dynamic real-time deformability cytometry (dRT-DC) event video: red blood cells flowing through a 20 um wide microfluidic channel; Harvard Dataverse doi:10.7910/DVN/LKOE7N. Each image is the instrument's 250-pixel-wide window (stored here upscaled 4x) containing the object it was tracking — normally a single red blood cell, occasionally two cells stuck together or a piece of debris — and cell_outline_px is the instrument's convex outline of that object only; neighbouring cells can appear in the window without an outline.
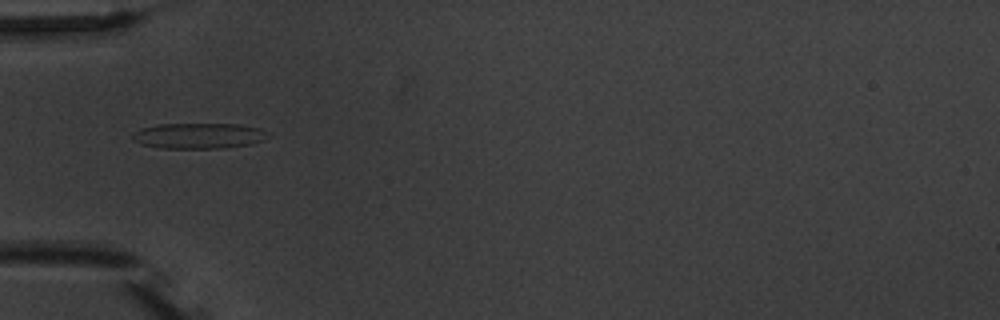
{"species": "common noctule bat (a hibernating species)", "species_latin": "Nyctalus noctula", "temperature_condition": "warm", "stored_images_in_passage": 3, "camera_frame_rate_fps": 3000, "um_per_image_px": 0.085, "animal": {"sex": "male", "body_mass_g": 20.1, "forearm_length_mm": 53.5}, "frame": {"image": 1, "passage_image": 1, "time_ms": 0.0, "image_size_px": [1000, 320], "cell_outline_px": [[272, 136], [264, 140], [252, 144], [224, 148], [160, 148], [140, 144], [132, 140], [132, 132], [140, 128], [160, 124], [236, 124], [260, 128]], "centroid_in_image_um": [16.89, 11.54], "position_along_channel_um": 68.1, "area_um2": 20.46}}
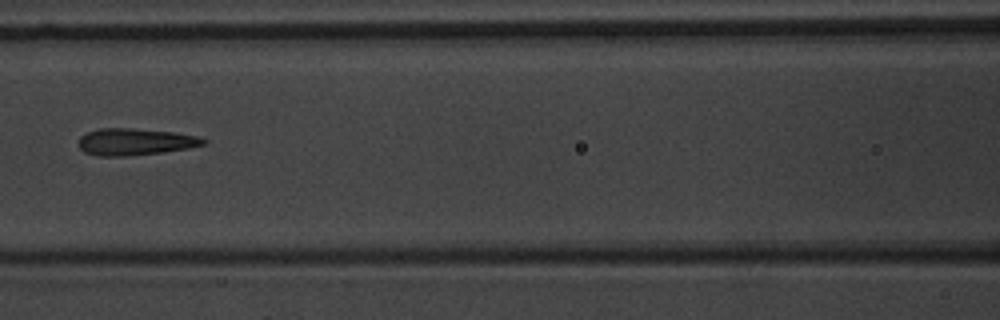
{"frame": {"image": 2, "passage_image": 3, "time_ms": 2.333, "image_size_px": [1000, 320], "cell_outline_px": [[208, 144], [188, 148], [164, 152], [128, 156], [96, 156], [84, 152], [80, 148], [80, 136], [88, 132], [100, 128], [132, 128], [176, 132], [196, 136], [208, 140]], "centroid_in_image_um": [11.52, 12.05], "position_along_channel_um": 155.1, "area_um2": 19.65}}